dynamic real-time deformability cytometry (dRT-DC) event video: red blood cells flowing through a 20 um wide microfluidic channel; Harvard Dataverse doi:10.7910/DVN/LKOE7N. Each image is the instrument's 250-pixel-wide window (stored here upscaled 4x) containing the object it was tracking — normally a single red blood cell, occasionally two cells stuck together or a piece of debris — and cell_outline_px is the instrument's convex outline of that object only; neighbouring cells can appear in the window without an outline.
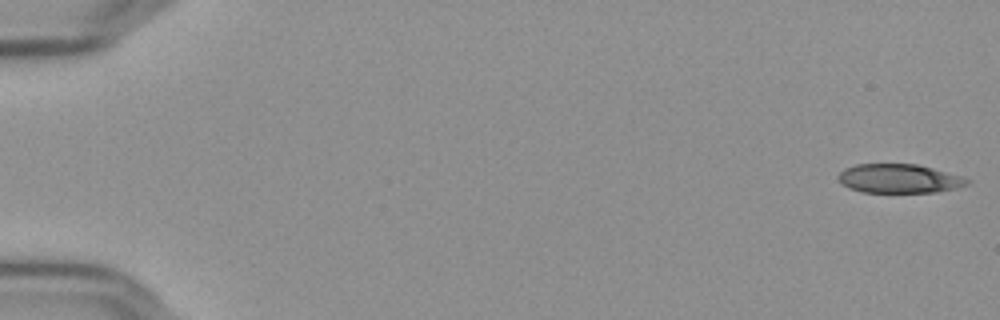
{"species": "Egyptian fruit bat (a non-hibernating species)", "species_latin": "Rousettus aegyptiacus", "temperature_condition": "cold", "stored_images_in_passage": 7, "camera_frame_rate_fps": 3000, "um_per_image_px": 0.085, "frame": {"image": 1, "passage_image": 1, "time_ms": 0.0, "image_size_px": [1000, 320], "cell_outline_px": [[972, 180], [968, 184], [936, 192], [860, 192], [848, 188], [836, 176], [844, 168], [856, 164], [916, 164], [932, 168], [960, 176]], "centroid_in_image_um": [76.38, 15.17], "position_along_channel_um": 8.6, "area_um2": 21.56}}
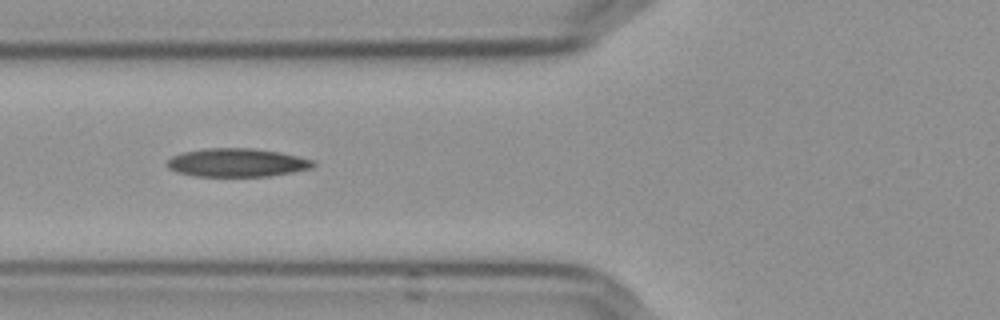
{"frame": {"image": 2, "passage_image": 7, "time_ms": 2.0, "image_size_px": [1000, 320], "cell_outline_px": [[316, 164], [312, 168], [272, 176], [196, 176], [176, 172], [168, 168], [168, 160], [172, 156], [184, 152], [204, 148], [252, 148], [280, 152], [316, 160]], "centroid_in_image_um": [20.19, 13.82], "position_along_channel_um": 105.6, "area_um2": 24.28}}